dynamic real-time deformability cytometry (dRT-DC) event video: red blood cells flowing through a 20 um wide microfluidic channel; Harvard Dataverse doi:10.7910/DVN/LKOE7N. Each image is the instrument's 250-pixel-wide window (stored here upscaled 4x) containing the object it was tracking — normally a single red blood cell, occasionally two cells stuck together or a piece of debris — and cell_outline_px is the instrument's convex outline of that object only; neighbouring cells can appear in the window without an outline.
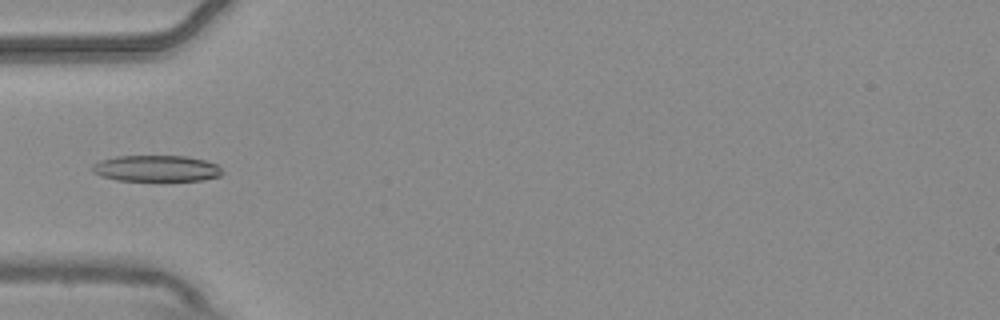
{"species": "common noctule bat (a hibernating species)", "species_latin": "Nyctalus noctula", "temperature_condition": "warm", "stored_images_in_passage": 5, "camera_frame_rate_fps": 3000, "um_per_image_px": 0.085, "animal": {"sex": "male", "body_mass_g": 20.4}, "frame": {"image": 1, "passage_image": 5, "time_ms": 1.333, "image_size_px": [1000, 320], "cell_outline_px": [[224, 172], [220, 176], [204, 180], [116, 180], [100, 176], [92, 172], [92, 164], [100, 160], [116, 156], [184, 156], [204, 160], [216, 164]], "centroid_in_image_um": [13.26, 14.31], "position_along_channel_um": 71.7, "area_um2": 19.83}}